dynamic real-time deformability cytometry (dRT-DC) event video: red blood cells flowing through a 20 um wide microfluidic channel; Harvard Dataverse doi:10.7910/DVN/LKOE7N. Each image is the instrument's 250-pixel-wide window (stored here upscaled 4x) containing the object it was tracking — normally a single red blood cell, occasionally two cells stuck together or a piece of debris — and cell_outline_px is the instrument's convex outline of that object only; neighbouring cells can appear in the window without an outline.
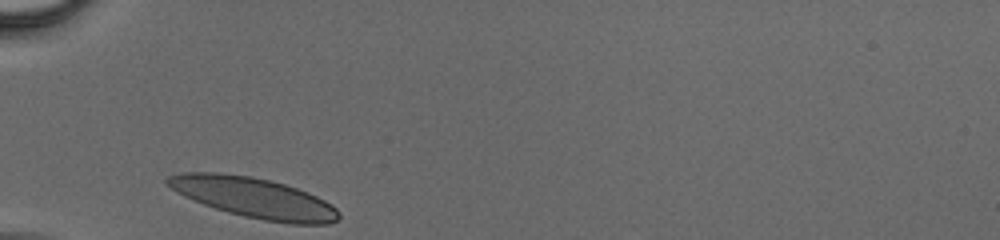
{"species": "human", "species_latin": "Homo sapiens", "temperature_condition": "cold", "stored_images_in_passage": 24, "camera_frame_rate_fps": 3000, "um_per_image_px": 0.085, "donor": {"sex": "male"}, "frame": {"image": 1, "passage_image": 1, "time_ms": 0.0, "image_size_px": [1000, 240], "cell_outline_px": [[340, 216], [336, 220], [328, 224], [292, 224], [264, 220], [244, 216], [228, 212], [204, 204], [184, 196], [176, 192], [164, 184], [164, 180], [168, 176], [184, 172], [220, 172], [252, 176], [284, 184], [308, 192], [332, 204], [340, 212]], "centroid_in_image_um": [21.56, 16.79], "position_along_channel_um": 63.4, "area_um2": 40.23}}
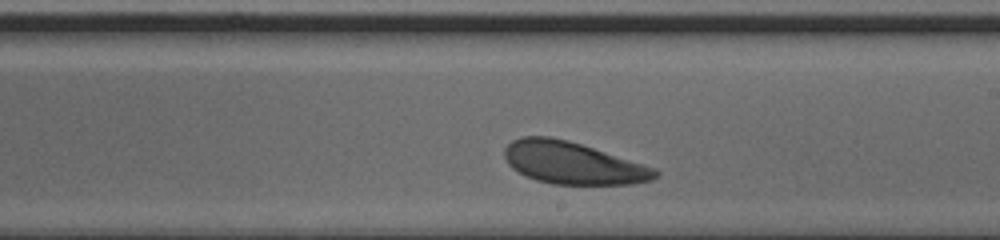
{"frame": {"image": 2, "passage_image": 14, "time_ms": 4.333, "image_size_px": [1000, 240], "cell_outline_px": [[660, 172], [652, 180], [632, 184], [552, 184], [536, 180], [512, 168], [508, 164], [504, 156], [504, 148], [512, 140], [520, 136], [552, 136], [568, 140], [656, 168]], "centroid_in_image_um": [48.66, 13.84], "position_along_channel_um": 240.3, "area_um2": 36.93}}
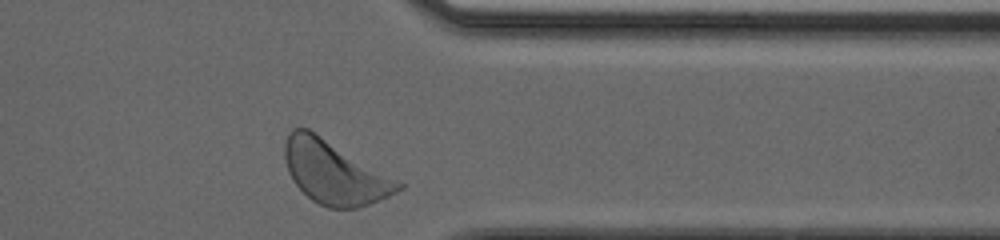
{"frame": {"image": 3, "passage_image": 24, "time_ms": 7.667, "image_size_px": [1000, 240], "cell_outline_px": [[404, 188], [388, 196], [368, 204], [356, 208], [328, 208], [312, 200], [292, 180], [288, 172], [284, 160], [284, 144], [288, 132], [292, 128], [308, 128], [404, 184]], "centroid_in_image_um": [28.38, 14.65], "position_along_channel_um": 383.0, "area_um2": 41.21}}